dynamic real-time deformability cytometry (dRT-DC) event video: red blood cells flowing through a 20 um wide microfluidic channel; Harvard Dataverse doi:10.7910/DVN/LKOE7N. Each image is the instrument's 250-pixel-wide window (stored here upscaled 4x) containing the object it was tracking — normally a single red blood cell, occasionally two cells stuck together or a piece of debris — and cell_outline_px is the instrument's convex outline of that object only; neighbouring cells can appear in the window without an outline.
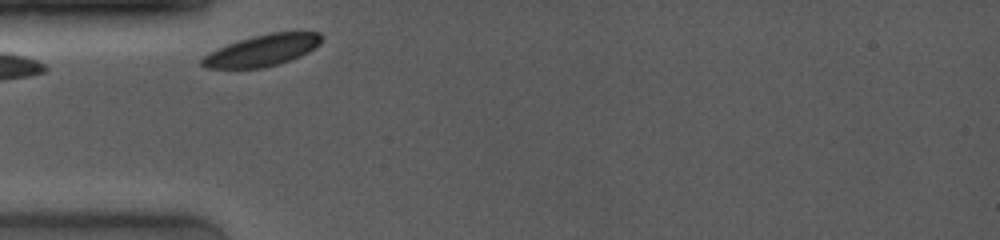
{"species": "common noctule bat (a hibernating species)", "species_latin": "Nyctalus noctula", "temperature_condition": "room temperature", "stored_images_in_passage": 21, "camera_frame_rate_fps": 4000, "um_per_image_px": 0.085, "animal": {"sex": "female", "body_mass_g": 19.0, "forearm_length_mm": 53.3}, "frame": {"image": 1, "passage_image": 1, "time_ms": 0.0, "image_size_px": [1000, 240], "cell_outline_px": [[324, 36], [320, 44], [308, 52], [300, 56], [276, 64], [260, 68], [208, 68], [200, 64], [200, 60], [208, 52], [228, 44], [252, 36], [272, 32], [320, 32]], "centroid_in_image_um": [22.3, 4.27], "position_along_channel_um": 62.7, "area_um2": 21.73}}
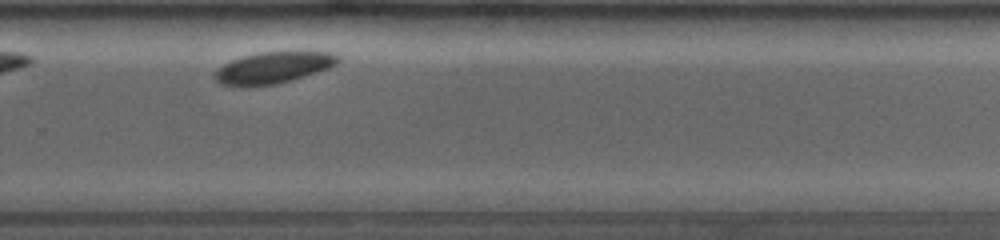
{"frame": {"image": 2, "passage_image": 16, "time_ms": 6.75, "image_size_px": [1000, 240], "cell_outline_px": [[340, 60], [336, 64], [328, 68], [292, 80], [276, 84], [248, 88], [236, 88], [220, 84], [212, 76], [224, 64], [232, 60], [244, 56], [260, 52], [332, 52], [340, 56]], "centroid_in_image_um": [23.18, 5.79], "position_along_channel_um": 306.6, "area_um2": 22.83}}
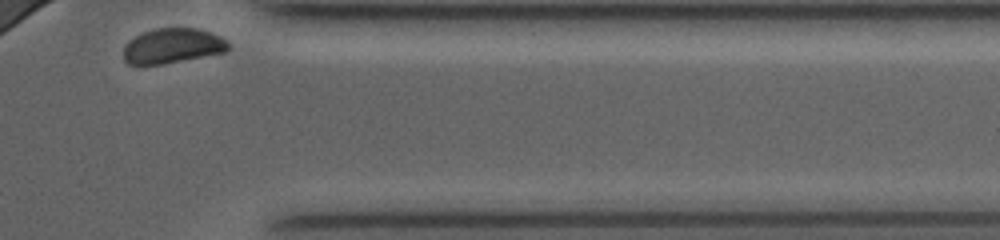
{"frame": {"image": 3, "passage_image": 21, "time_ms": 9.25, "image_size_px": [1000, 240], "cell_outline_px": [[232, 48], [224, 52], [164, 64], [128, 64], [124, 60], [124, 48], [136, 36], [144, 32], [156, 28], [196, 28], [220, 36]], "centroid_in_image_um": [14.68, 3.9], "position_along_channel_um": 396.7, "area_um2": 20.98}, "authors_computed_cell_mechanics": {"area_um2": 22.831, "velocity_mm_per_s": 3.6424, "shape_relaxation_time_tau1_ms": 0.9515, "shape_relaxation_time_tau2_ms": null, "deformation_change_tau1": 0.0413, "deformation_change_tau2": null}}